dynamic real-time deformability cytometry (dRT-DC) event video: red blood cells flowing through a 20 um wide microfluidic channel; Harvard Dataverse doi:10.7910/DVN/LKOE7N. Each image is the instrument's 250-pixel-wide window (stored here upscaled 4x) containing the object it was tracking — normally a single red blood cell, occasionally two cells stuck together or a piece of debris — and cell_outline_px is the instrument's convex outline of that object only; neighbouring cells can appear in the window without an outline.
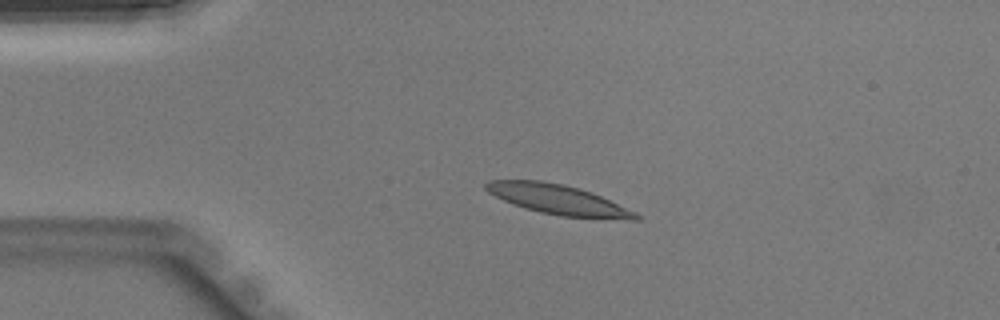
{"species": "Egyptian fruit bat (a non-hibernating species)", "species_latin": "Rousettus aegyptiacus", "temperature_condition": "warm", "stored_images_in_passage": 43, "camera_frame_rate_fps": 3000, "um_per_image_px": 0.085, "animal": {"sex": "male"}, "frame": {"image": 1, "passage_image": 9, "time_ms": 2.667, "image_size_px": [1000, 320], "cell_outline_px": [[640, 220], [632, 220], [560, 216], [540, 212], [524, 208], [512, 204], [488, 192], [484, 188], [484, 184], [488, 180], [540, 180], [564, 184], [592, 192], [636, 212], [640, 216]], "centroid_in_image_um": [47.44, 16.96], "position_along_channel_um": 37.6, "area_um2": 26.13}}
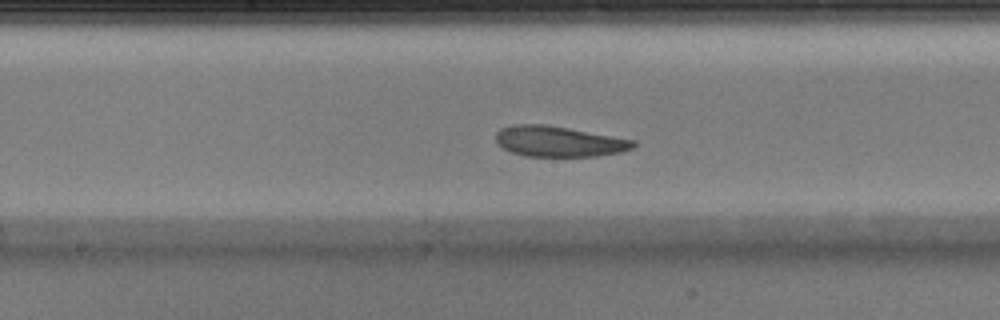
{"frame": {"image": 2, "passage_image": 22, "time_ms": 7.0, "image_size_px": [1000, 320], "cell_outline_px": [[636, 144], [632, 148], [620, 152], [596, 156], [524, 156], [512, 152], [504, 148], [496, 140], [496, 132], [500, 128], [512, 124], [544, 124], [568, 128], [636, 140]], "centroid_in_image_um": [47.49, 12.01], "position_along_channel_um": 200.7, "area_um2": 24.39}}
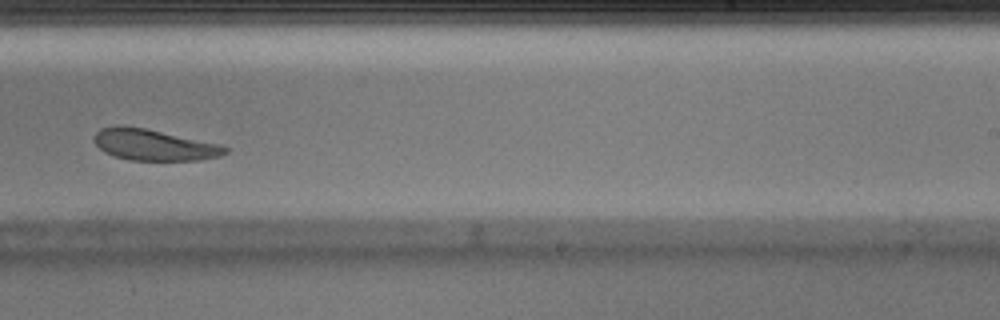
{"frame": {"image": 3, "passage_image": 27, "time_ms": 8.667, "image_size_px": [1000, 320], "cell_outline_px": [[228, 152], [220, 156], [200, 160], [128, 160], [104, 152], [96, 144], [96, 132], [100, 128], [116, 124], [144, 128], [220, 144], [228, 148]], "centroid_in_image_um": [13.09, 12.31], "position_along_channel_um": 275.9, "area_um2": 23.64}}